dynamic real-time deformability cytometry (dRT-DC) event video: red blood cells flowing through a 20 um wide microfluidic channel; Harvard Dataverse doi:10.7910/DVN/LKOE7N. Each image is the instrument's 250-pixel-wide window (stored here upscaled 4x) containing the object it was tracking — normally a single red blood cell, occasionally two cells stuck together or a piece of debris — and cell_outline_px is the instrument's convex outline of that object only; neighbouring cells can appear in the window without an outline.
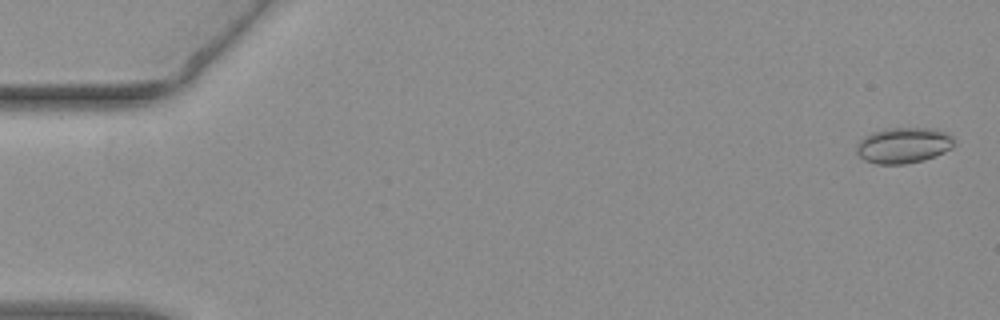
{"species": "common noctule bat (a hibernating species)", "species_latin": "Nyctalus noctula", "temperature_condition": "warm", "stored_images_in_passage": 55, "camera_frame_rate_fps": 3000, "um_per_image_px": 0.085, "animal": {"sex": "female", "body_mass_g": 19.3, "forearm_length_mm": 54.1}, "frame": {"image": 1, "passage_image": 2, "time_ms": 0.333, "image_size_px": [1000, 320], "cell_outline_px": [[952, 148], [936, 156], [924, 160], [904, 164], [876, 164], [864, 160], [856, 152], [856, 144], [864, 136], [872, 132], [884, 128], [932, 128], [948, 132], [952, 136]], "centroid_in_image_um": [76.77, 12.35], "position_along_channel_um": 8.2, "area_um2": 20.52}}
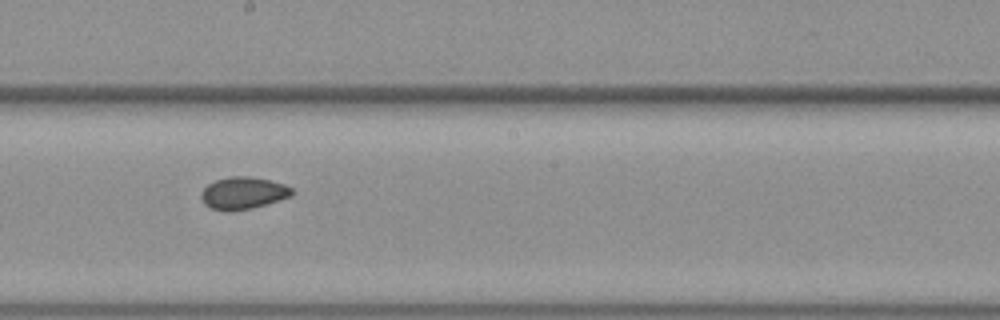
{"frame": {"image": 2, "passage_image": 31, "time_ms": 10.0, "image_size_px": [1000, 320], "cell_outline_px": [[296, 192], [292, 196], [252, 208], [232, 212], [228, 212], [208, 208], [204, 204], [200, 196], [204, 188], [208, 184], [216, 180], [232, 176], [248, 176], [268, 180], [284, 184], [292, 188]], "centroid_in_image_um": [20.66, 16.43], "position_along_channel_um": 227.5, "area_um2": 17.17}}
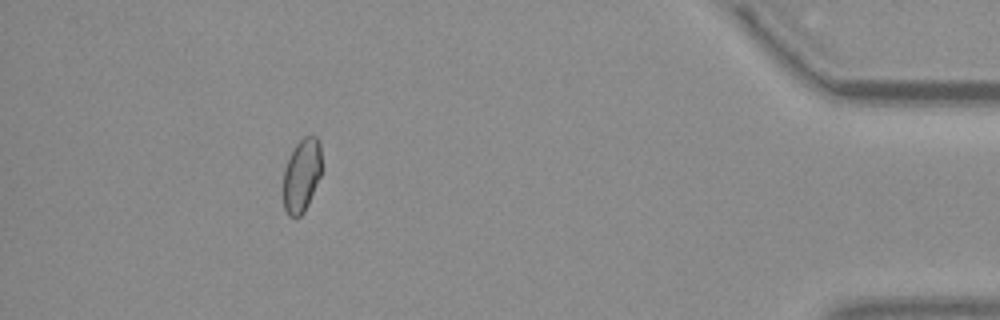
{"frame": {"image": 3, "passage_image": 50, "time_ms": 16.333, "image_size_px": [1000, 320], "cell_outline_px": [[320, 176], [308, 204], [304, 212], [300, 216], [288, 216], [284, 208], [284, 168], [296, 144], [304, 136], [316, 136], [320, 140]], "centroid_in_image_um": [25.64, 14.9], "position_along_channel_um": 409.6, "area_um2": 16.13}, "authors_computed_cell_mechanics": {"area_um2": 16.9932, "velocity_mm_per_s": 3.7954, "shape_relaxation_time_tau1_ms": null, "shape_relaxation_time_tau2_ms": 2.5225, "deformation_change_tau1": null, "deformation_change_tau2": 0.0588}}